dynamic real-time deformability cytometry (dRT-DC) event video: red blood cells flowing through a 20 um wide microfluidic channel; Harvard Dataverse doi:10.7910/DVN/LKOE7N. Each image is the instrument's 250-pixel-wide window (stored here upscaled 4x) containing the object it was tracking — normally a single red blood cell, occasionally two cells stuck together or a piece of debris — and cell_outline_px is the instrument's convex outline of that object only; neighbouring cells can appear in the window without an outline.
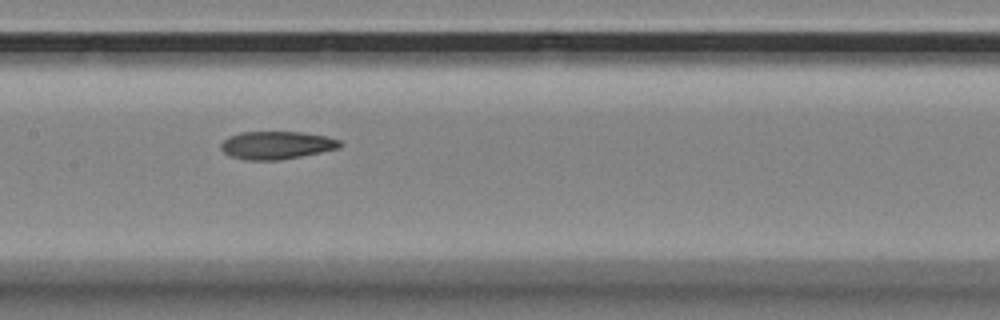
{"species": "Egyptian fruit bat (a non-hibernating species)", "species_latin": "Rousettus aegyptiacus", "temperature_condition": "room temperature", "stored_images_in_passage": 9, "camera_frame_rate_fps": 3000, "um_per_image_px": 0.085, "animal": {"sex": "female"}, "frame": {"image": 1, "passage_image": 8, "time_ms": 2.333, "image_size_px": [1000, 320], "cell_outline_px": [[344, 144], [340, 148], [280, 160], [244, 160], [232, 156], [224, 152], [220, 148], [220, 144], [228, 136], [240, 132], [300, 132], [324, 136], [340, 140]], "centroid_in_image_um": [23.5, 12.34], "position_along_channel_um": 183.9, "area_um2": 19.31}}
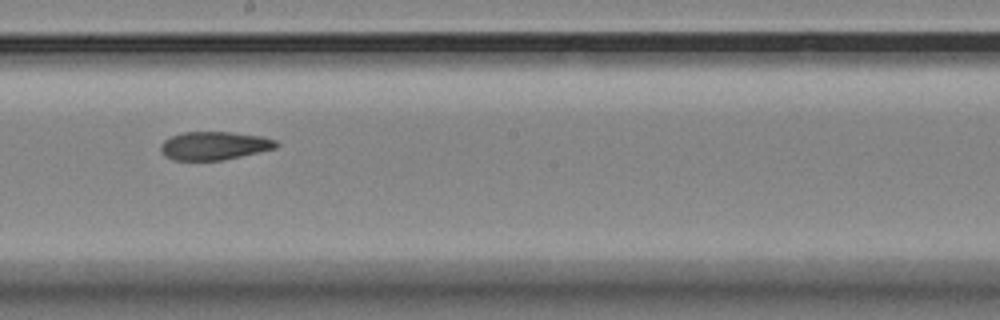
{"frame": {"image": 2, "passage_image": 9, "time_ms": 2.667, "image_size_px": [1000, 320], "cell_outline_px": [[280, 144], [276, 148], [240, 156], [220, 160], [172, 160], [164, 156], [160, 152], [160, 144], [164, 140], [172, 136], [184, 132], [232, 132], [260, 136], [276, 140]], "centroid_in_image_um": [18.18, 12.38], "position_along_channel_um": 230.0, "area_um2": 19.02}}